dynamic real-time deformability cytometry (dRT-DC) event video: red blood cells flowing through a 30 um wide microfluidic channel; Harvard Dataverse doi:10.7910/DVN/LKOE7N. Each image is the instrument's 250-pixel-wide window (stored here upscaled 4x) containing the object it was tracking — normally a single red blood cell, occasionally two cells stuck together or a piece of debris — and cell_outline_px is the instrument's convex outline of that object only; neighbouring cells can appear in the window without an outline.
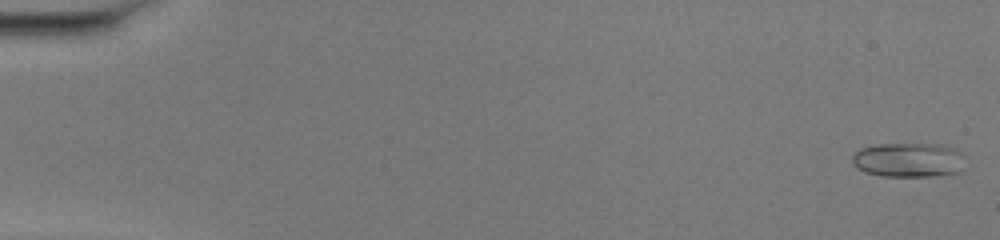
{"species": "common noctule bat (a hibernating species)", "species_latin": "Nyctalus noctula", "temperature_condition": "warm", "stored_images_in_passage": 50, "camera_frame_rate_fps": 3000, "um_per_image_px": 0.085, "animal": {"sex": "female", "body_mass_g": 20.0, "forearm_length_mm": 54.0}, "frame": {"image": 1, "passage_image": 1, "time_ms": 0.0, "image_size_px": [1000, 240], "cell_outline_px": [[968, 156], [960, 172], [940, 176], [880, 176], [856, 168], [852, 160], [852, 156], [860, 148], [876, 144], [940, 144], [956, 148]], "centroid_in_image_um": [77.31, 13.59], "position_along_channel_um": 7.7, "area_um2": 23.18}}
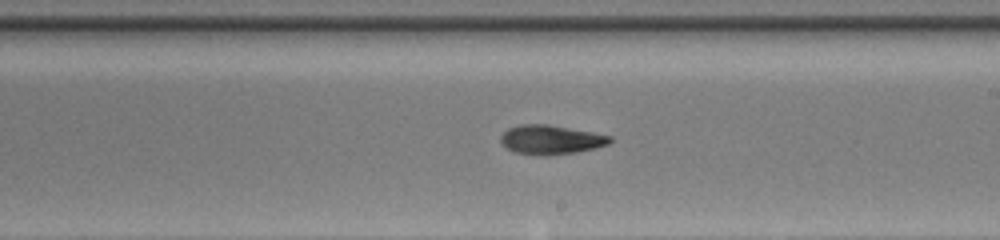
{"frame": {"image": 2, "passage_image": 30, "time_ms": 9.667, "image_size_px": [1000, 240], "cell_outline_px": [[612, 140], [608, 144], [596, 148], [576, 152], [540, 156], [512, 152], [500, 140], [500, 136], [508, 128], [520, 124], [548, 124], [592, 132], [612, 136]], "centroid_in_image_um": [46.82, 11.87], "position_along_channel_um": 242.2, "area_um2": 18.61}}
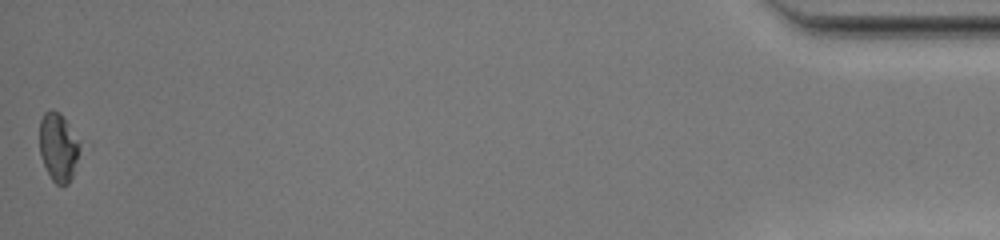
{"frame": {"image": 3, "passage_image": 50, "time_ms": 16.333, "image_size_px": [1000, 240], "cell_outline_px": [[80, 152], [72, 176], [68, 184], [56, 184], [52, 180], [44, 164], [40, 152], [40, 120], [44, 112], [52, 108], [60, 112], [80, 140]], "centroid_in_image_um": [4.97, 12.46], "position_along_channel_um": 430.2, "area_um2": 16.13}, "authors_computed_cell_mechanics": {"area_um2": 18.5538, "velocity_mm_per_s": 4.1645, "shape_relaxation_time_tau1_ms": 6.3279, "shape_relaxation_time_tau2_ms": 4.0616, "deformation_change_tau1": 0.2086, "deformation_change_tau2": 0.0992}}